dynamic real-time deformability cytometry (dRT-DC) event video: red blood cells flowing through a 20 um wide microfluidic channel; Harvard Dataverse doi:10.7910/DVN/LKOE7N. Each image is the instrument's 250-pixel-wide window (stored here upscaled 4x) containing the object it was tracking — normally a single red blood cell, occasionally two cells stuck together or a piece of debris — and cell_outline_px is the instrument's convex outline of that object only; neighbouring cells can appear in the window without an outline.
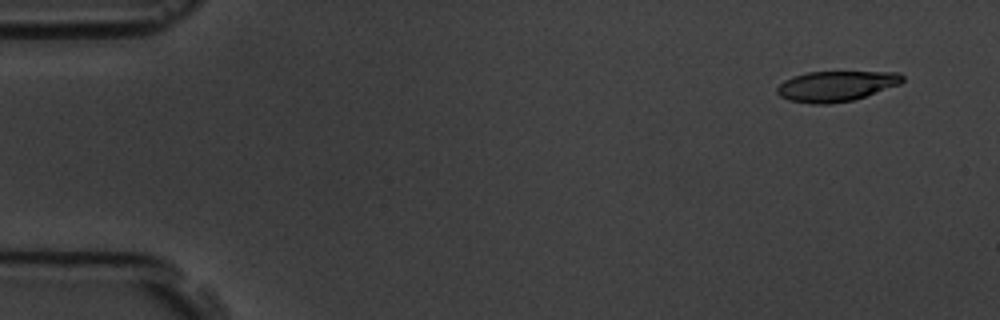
{"species": "common noctule bat (a hibernating species)", "species_latin": "Nyctalus noctula", "temperature_condition": "room temperature", "stored_images_in_passage": 4, "camera_frame_rate_fps": 3000, "um_per_image_px": 0.085, "animal": {"sex": "male", "body_mass_g": 19.5, "forearm_length_mm": 54.6}, "frame": {"image": 1, "passage_image": 1, "time_ms": 0.0, "image_size_px": [1000, 320], "cell_outline_px": [[904, 80], [900, 84], [852, 100], [828, 104], [812, 104], [788, 100], [780, 96], [776, 92], [776, 88], [784, 80], [792, 76], [808, 72], [900, 72], [904, 76]], "centroid_in_image_um": [71.04, 7.31], "position_along_channel_um": 14.0, "area_um2": 22.14}}
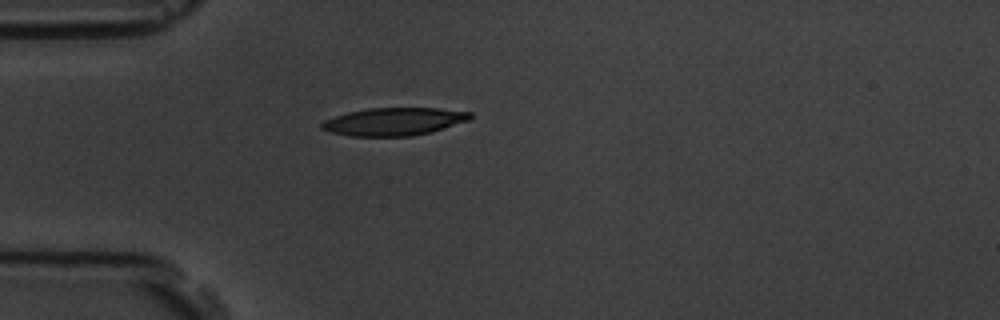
{"frame": {"image": 2, "passage_image": 4, "time_ms": 4.0, "image_size_px": [1000, 320], "cell_outline_px": [[472, 116], [468, 120], [444, 128], [412, 136], [352, 136], [332, 132], [320, 128], [320, 124], [324, 120], [348, 112], [368, 108], [440, 108], [472, 112]], "centroid_in_image_um": [33.48, 10.32], "position_along_channel_um": 51.5, "area_um2": 23.87}}